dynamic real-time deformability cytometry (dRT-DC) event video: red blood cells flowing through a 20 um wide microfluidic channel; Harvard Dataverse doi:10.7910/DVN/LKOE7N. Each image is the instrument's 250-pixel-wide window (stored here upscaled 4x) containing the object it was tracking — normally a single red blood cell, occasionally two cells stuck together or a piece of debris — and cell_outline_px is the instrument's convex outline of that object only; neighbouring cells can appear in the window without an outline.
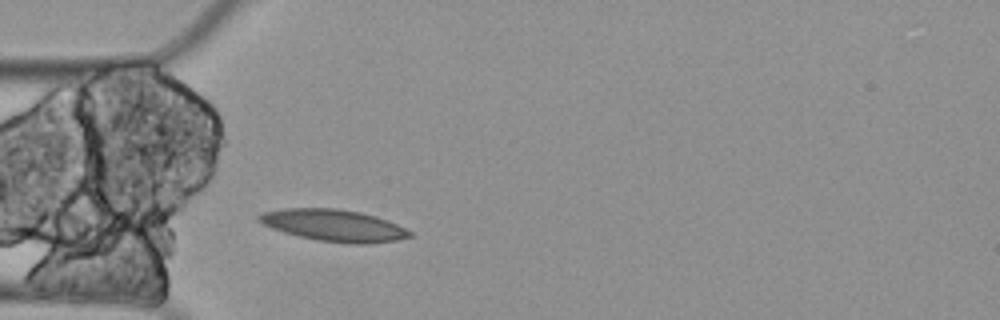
{"species": "Egyptian fruit bat (a non-hibernating species)", "species_latin": "Rousettus aegyptiacus", "temperature_condition": "cold", "stored_images_in_passage": 3, "camera_frame_rate_fps": 3000, "um_per_image_px": 0.085, "animal": {"sex": "female"}, "frame": {"image": 1, "passage_image": 3, "time_ms": 0.667, "image_size_px": [1000, 320], "cell_outline_px": [[412, 236], [396, 240], [368, 244], [352, 244], [316, 240], [284, 232], [272, 228], [256, 220], [256, 216], [264, 212], [284, 208], [336, 208], [360, 212], [376, 216], [396, 224], [412, 232]], "centroid_in_image_um": [28.36, 19.16], "position_along_channel_um": 56.6, "area_um2": 27.86}}